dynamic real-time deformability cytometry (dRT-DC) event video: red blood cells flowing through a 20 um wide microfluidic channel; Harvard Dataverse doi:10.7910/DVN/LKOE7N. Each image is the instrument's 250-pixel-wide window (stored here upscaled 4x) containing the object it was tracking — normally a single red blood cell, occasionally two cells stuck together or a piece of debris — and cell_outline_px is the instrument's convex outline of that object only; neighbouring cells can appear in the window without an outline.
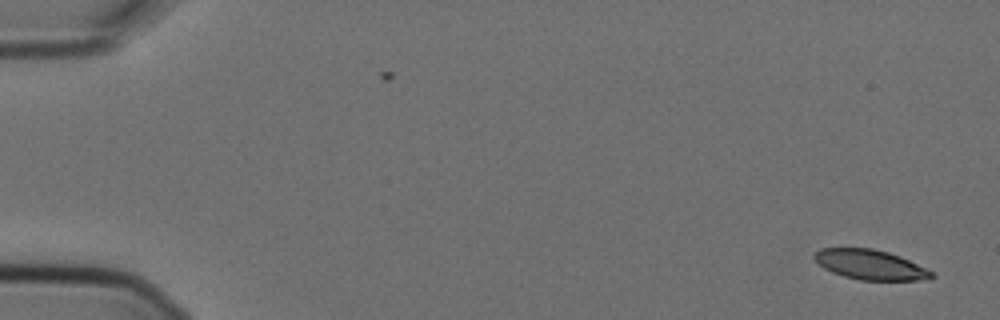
{"species": "Egyptian fruit bat (a non-hibernating species)", "species_latin": "Rousettus aegyptiacus", "temperature_condition": "cold", "stored_images_in_passage": 2, "camera_frame_rate_fps": 3000, "um_per_image_px": 0.085, "animal": {"sex": "female"}, "frame": {"image": 1, "passage_image": 2, "time_ms": 0.333, "image_size_px": [1000, 320], "cell_outline_px": [[936, 276], [916, 280], [860, 280], [844, 276], [832, 272], [824, 268], [812, 256], [820, 248], [872, 248], [888, 252], [900, 256], [932, 272]], "centroid_in_image_um": [73.93, 22.49], "position_along_channel_um": 11.1, "area_um2": 20.06}}